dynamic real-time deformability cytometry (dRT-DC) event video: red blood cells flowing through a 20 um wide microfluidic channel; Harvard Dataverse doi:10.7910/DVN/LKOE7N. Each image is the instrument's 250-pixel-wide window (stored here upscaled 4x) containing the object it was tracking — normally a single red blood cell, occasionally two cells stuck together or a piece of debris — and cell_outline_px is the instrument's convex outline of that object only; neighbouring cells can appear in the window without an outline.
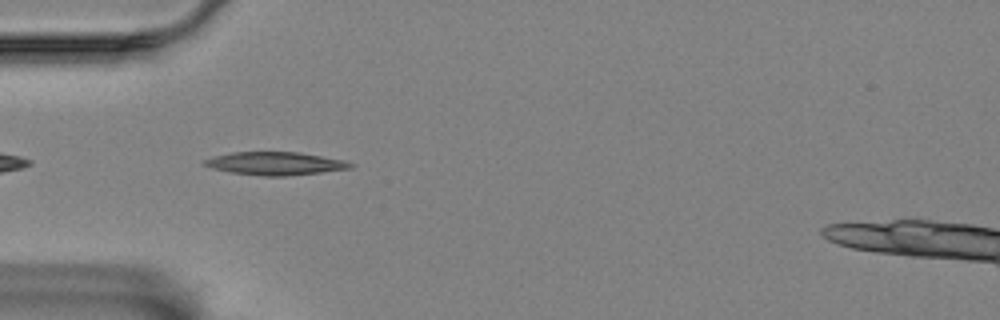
{"species": "Egyptian fruit bat (a non-hibernating species)", "species_latin": "Rousettus aegyptiacus", "temperature_condition": "room temperature", "stored_images_in_passage": 21, "camera_frame_rate_fps": 3000, "um_per_image_px": 0.085, "animal": {"sex": "female"}, "frame": {"image": 1, "passage_image": 3, "time_ms": 0.667, "image_size_px": [1000, 320], "cell_outline_px": [[356, 164], [352, 168], [320, 172], [284, 176], [264, 176], [232, 172], [212, 168], [200, 164], [204, 160], [216, 156], [232, 152], [300, 152], [344, 160]], "centroid_in_image_um": [23.42, 13.89], "position_along_channel_um": 61.6, "area_um2": 19.48}}
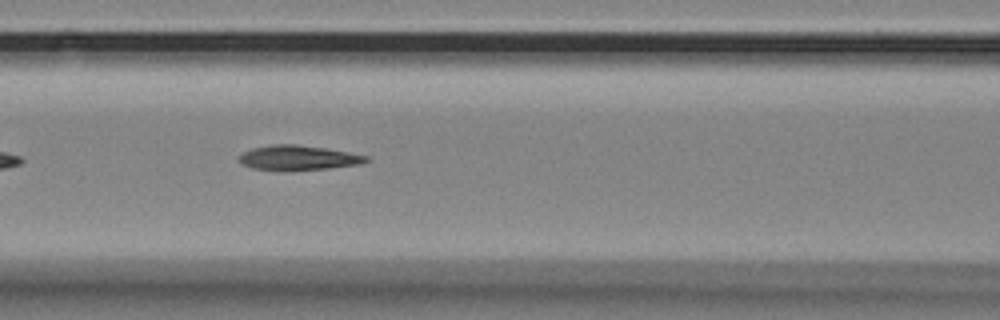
{"frame": {"image": 2, "passage_image": 10, "time_ms": 3.0, "image_size_px": [1000, 320], "cell_outline_px": [[372, 160], [360, 164], [328, 168], [284, 172], [252, 168], [240, 164], [236, 160], [236, 156], [252, 148], [272, 144], [296, 144], [324, 148], [348, 152], [368, 156]], "centroid_in_image_um": [25.28, 13.43], "position_along_channel_um": 141.3, "area_um2": 18.84}}
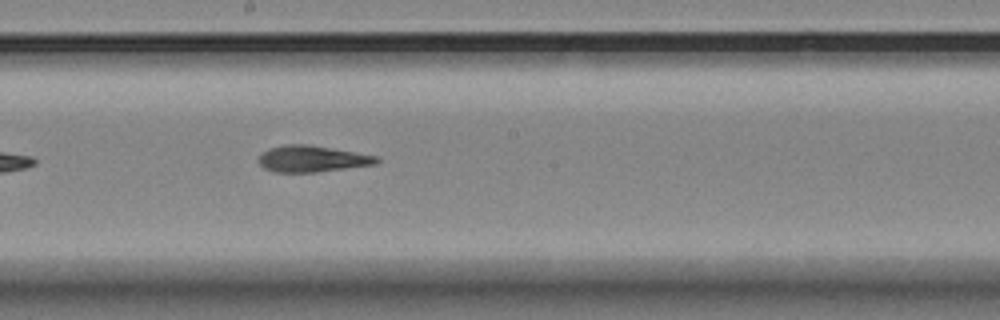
{"frame": {"image": 3, "passage_image": 17, "time_ms": 5.333, "image_size_px": [1000, 320], "cell_outline_px": [[380, 160], [376, 164], [316, 172], [272, 172], [264, 168], [256, 160], [268, 148], [284, 144], [308, 144], [376, 156]], "centroid_in_image_um": [26.47, 13.5], "position_along_channel_um": 221.7, "area_um2": 18.03}}